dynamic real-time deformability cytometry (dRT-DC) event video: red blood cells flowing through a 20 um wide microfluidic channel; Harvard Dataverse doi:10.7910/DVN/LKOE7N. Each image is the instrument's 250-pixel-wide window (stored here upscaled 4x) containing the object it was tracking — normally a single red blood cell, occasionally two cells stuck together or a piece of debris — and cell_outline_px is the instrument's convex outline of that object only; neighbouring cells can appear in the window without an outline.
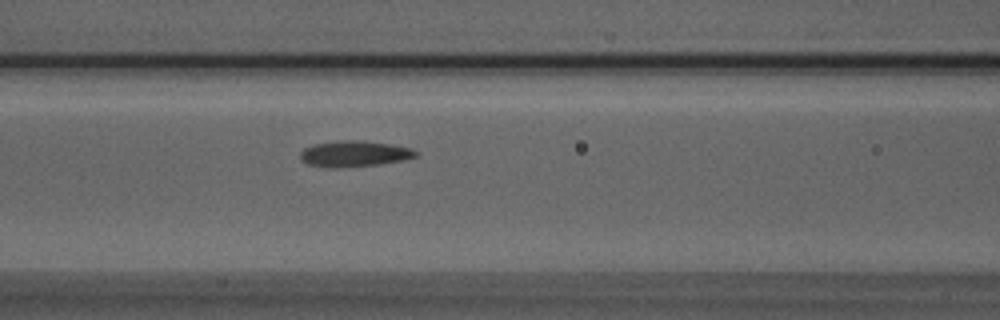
{"species": "Egyptian fruit bat (a non-hibernating species)", "species_latin": "Rousettus aegyptiacus", "temperature_condition": "room temperature", "stored_images_in_passage": 33, "camera_frame_rate_fps": 3000, "um_per_image_px": 0.085, "animal": {"sex": "male"}, "frame": {"image": 1, "passage_image": 7, "time_ms": 2.0, "image_size_px": [1000, 320], "cell_outline_px": [[420, 152], [416, 156], [404, 160], [376, 164], [336, 168], [324, 168], [308, 164], [300, 160], [300, 152], [304, 148], [312, 144], [340, 140], [360, 140], [388, 144], [412, 148]], "centroid_in_image_um": [30.07, 13.07], "position_along_channel_um": 136.5, "area_um2": 17.57}}
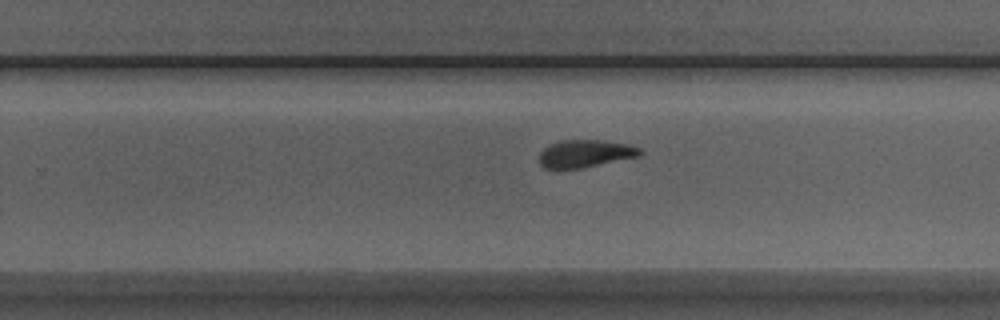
{"frame": {"image": 2, "passage_image": 18, "time_ms": 5.667, "image_size_px": [1000, 320], "cell_outline_px": [[644, 152], [640, 156], [580, 168], [544, 168], [540, 164], [540, 152], [548, 144], [560, 140], [604, 140], [628, 144], [640, 148]], "centroid_in_image_um": [49.76, 13.04], "position_along_channel_um": 280.0, "area_um2": 16.18}}
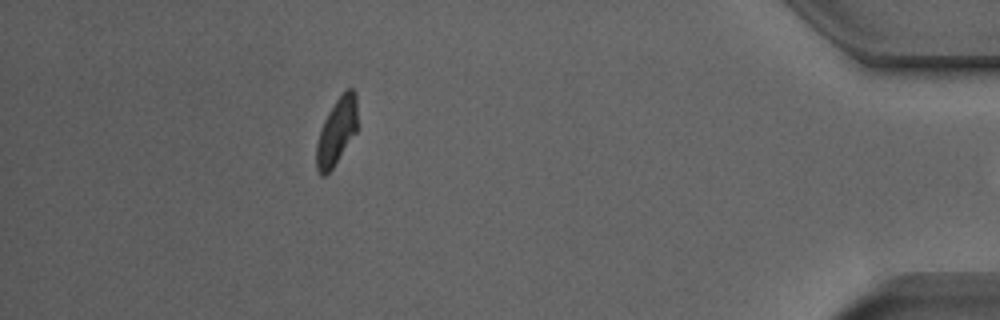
{"frame": {"image": 3, "passage_image": 32, "time_ms": 10.333, "image_size_px": [1000, 320], "cell_outline_px": [[356, 132], [332, 168], [324, 176], [320, 176], [316, 168], [316, 144], [324, 120], [328, 112], [336, 100], [348, 88], [352, 88], [356, 92]], "centroid_in_image_um": [28.59, 11.18], "position_along_channel_um": 406.6, "area_um2": 15.61}}